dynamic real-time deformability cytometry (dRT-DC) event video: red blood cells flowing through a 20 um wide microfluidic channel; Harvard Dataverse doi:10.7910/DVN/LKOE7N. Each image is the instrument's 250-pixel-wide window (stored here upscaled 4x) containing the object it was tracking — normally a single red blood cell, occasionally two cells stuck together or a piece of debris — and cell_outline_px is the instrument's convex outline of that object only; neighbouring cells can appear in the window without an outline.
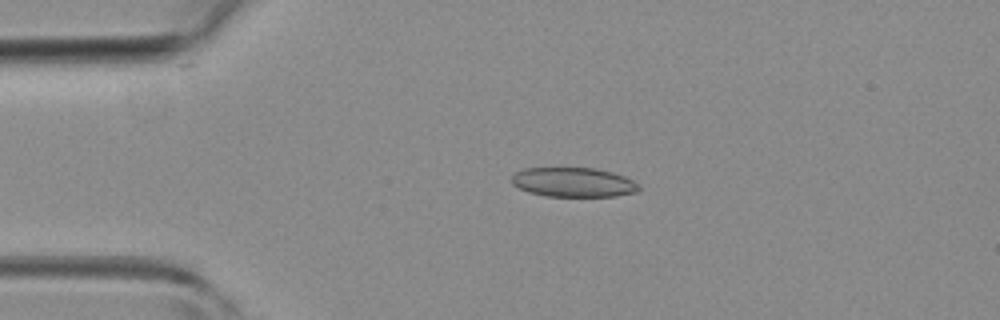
{"species": "common noctule bat (a hibernating species)", "species_latin": "Nyctalus noctula", "temperature_condition": "room temperature", "stored_images_in_passage": 45, "camera_frame_rate_fps": 3000, "um_per_image_px": 0.085, "animal": {"sex": "female", "body_mass_g": 19.3, "forearm_length_mm": 54.1}, "frame": {"image": 1, "passage_image": 10, "time_ms": 3.0, "image_size_px": [1000, 320], "cell_outline_px": [[640, 188], [636, 192], [616, 196], [544, 196], [528, 192], [512, 184], [512, 176], [516, 172], [524, 168], [596, 168], [612, 172], [624, 176], [640, 184]], "centroid_in_image_um": [48.75, 15.49], "position_along_channel_um": 36.3, "area_um2": 21.85}}
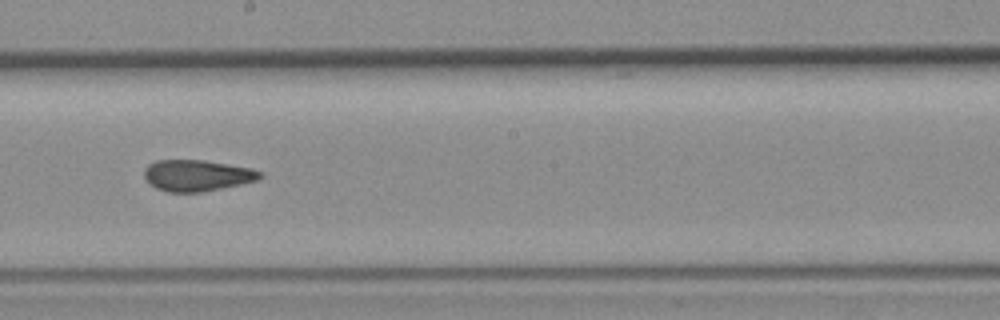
{"frame": {"image": 2, "passage_image": 25, "time_ms": 8.0, "image_size_px": [1000, 320], "cell_outline_px": [[264, 176], [256, 180], [240, 184], [200, 192], [168, 192], [156, 188], [144, 176], [144, 168], [148, 164], [156, 160], [204, 160], [252, 168], [264, 172]], "centroid_in_image_um": [16.76, 14.9], "position_along_channel_um": 231.4, "area_um2": 21.04}}
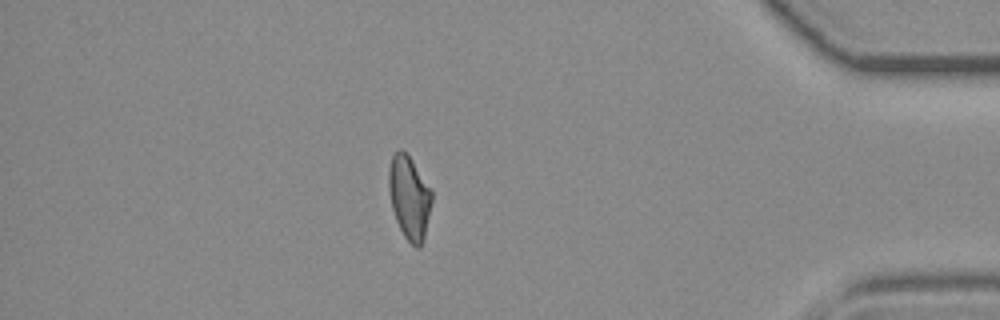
{"frame": {"image": 3, "passage_image": 39, "time_ms": 12.667, "image_size_px": [1000, 320], "cell_outline_px": [[432, 200], [424, 236], [420, 248], [416, 248], [404, 236], [396, 220], [392, 208], [388, 188], [388, 168], [392, 156], [400, 148], [412, 160], [432, 188]], "centroid_in_image_um": [34.79, 16.76], "position_along_channel_um": 400.4, "area_um2": 20.87}}